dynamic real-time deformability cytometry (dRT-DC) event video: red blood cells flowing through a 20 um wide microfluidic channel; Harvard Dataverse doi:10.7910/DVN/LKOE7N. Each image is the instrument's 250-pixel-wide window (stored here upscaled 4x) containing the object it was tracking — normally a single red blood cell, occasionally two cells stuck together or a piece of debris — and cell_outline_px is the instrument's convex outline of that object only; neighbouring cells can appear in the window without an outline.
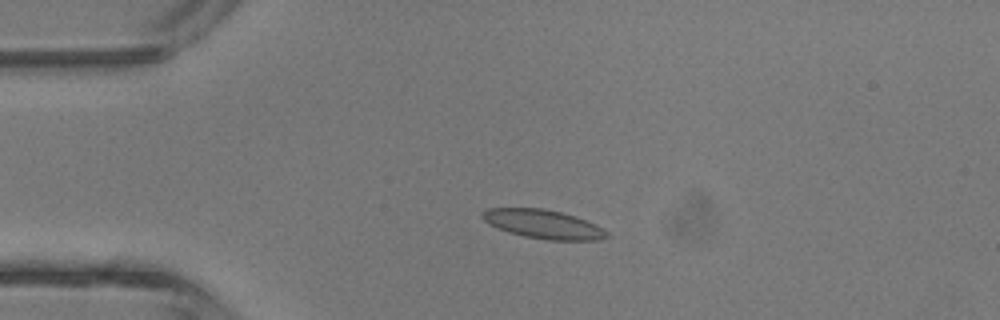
{"species": "common noctule bat (a hibernating species)", "species_latin": "Nyctalus noctula", "temperature_condition": "room temperature", "stored_images_in_passage": 5, "camera_frame_rate_fps": 3000, "um_per_image_px": 0.085, "animal": {"sex": "male", "body_mass_g": 13.3}, "frame": {"image": 1, "passage_image": 3, "time_ms": 2.333, "image_size_px": [1000, 320], "cell_outline_px": [[608, 236], [600, 240], [548, 240], [524, 236], [508, 232], [496, 228], [488, 224], [480, 216], [488, 208], [544, 208], [576, 216], [596, 224], [604, 228], [608, 232]], "centroid_in_image_um": [46.19, 19.05], "position_along_channel_um": 38.8, "area_um2": 21.04}}
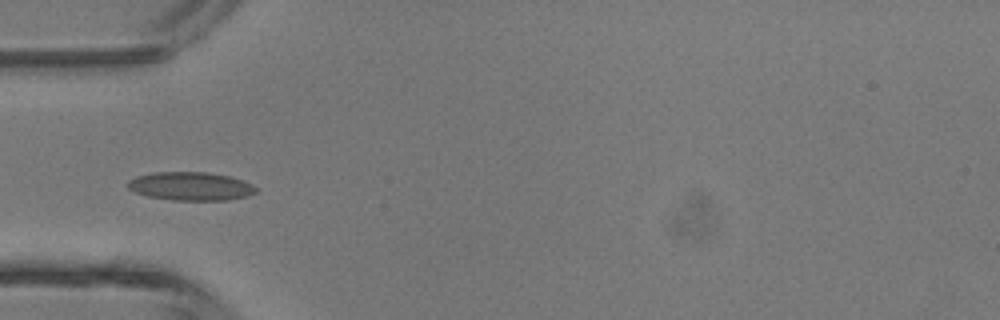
{"frame": {"image": 2, "passage_image": 4, "time_ms": 3.667, "image_size_px": [1000, 320], "cell_outline_px": [[256, 192], [248, 196], [228, 200], [172, 200], [148, 196], [136, 192], [128, 188], [128, 180], [136, 176], [156, 172], [204, 172], [228, 176], [244, 180], [252, 184], [256, 188]], "centroid_in_image_um": [16.22, 15.83], "position_along_channel_um": 68.8, "area_um2": 21.15}}
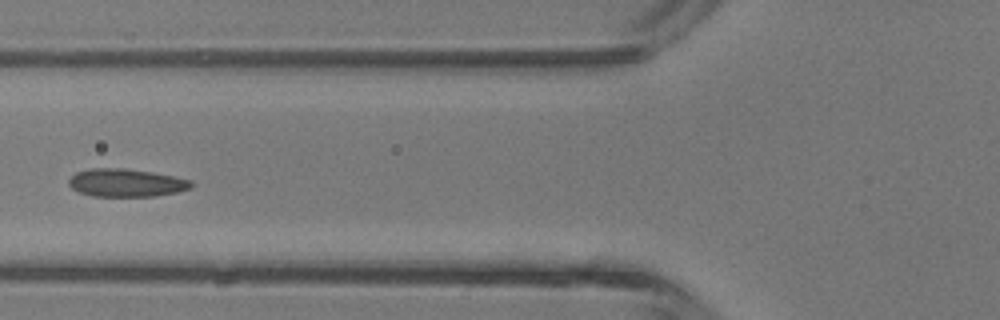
{"frame": {"image": 3, "passage_image": 5, "time_ms": 4.667, "image_size_px": [1000, 320], "cell_outline_px": [[196, 184], [192, 188], [176, 192], [156, 196], [92, 196], [80, 192], [72, 188], [68, 184], [68, 180], [76, 172], [92, 168], [124, 168], [152, 172], [192, 180]], "centroid_in_image_um": [10.75, 15.54], "position_along_channel_um": 115.0, "area_um2": 20.0}}